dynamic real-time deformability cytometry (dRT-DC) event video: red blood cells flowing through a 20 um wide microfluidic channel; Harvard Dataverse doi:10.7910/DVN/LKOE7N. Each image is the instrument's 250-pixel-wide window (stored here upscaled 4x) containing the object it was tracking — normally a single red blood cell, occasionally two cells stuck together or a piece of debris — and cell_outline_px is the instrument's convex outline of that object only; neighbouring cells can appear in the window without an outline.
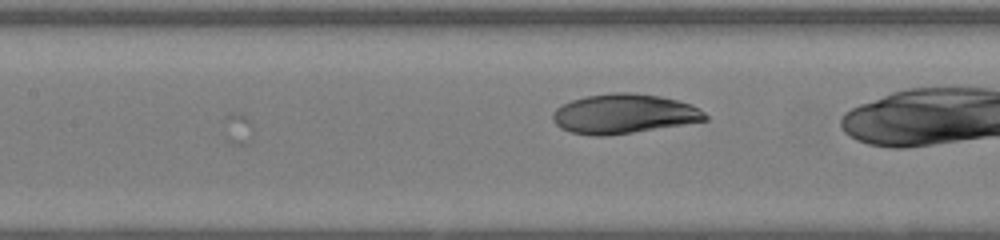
{"species": "human", "species_latin": "Homo sapiens", "temperature_condition": "warm", "stored_images_in_passage": 7, "camera_frame_rate_fps": 3000, "um_per_image_px": 0.085, "donor": {"sex": "female"}, "frame": {"image": 1, "passage_image": 7, "time_ms": 2.0, "image_size_px": [1000, 240], "cell_outline_px": [[708, 120], [632, 132], [604, 136], [596, 136], [572, 132], [560, 128], [552, 120], [552, 112], [556, 108], [572, 100], [584, 96], [612, 92], [628, 92], [660, 96], [692, 104], [704, 112], [708, 116]], "centroid_in_image_um": [53.01, 9.66], "position_along_channel_um": 154.4, "area_um2": 34.97}}